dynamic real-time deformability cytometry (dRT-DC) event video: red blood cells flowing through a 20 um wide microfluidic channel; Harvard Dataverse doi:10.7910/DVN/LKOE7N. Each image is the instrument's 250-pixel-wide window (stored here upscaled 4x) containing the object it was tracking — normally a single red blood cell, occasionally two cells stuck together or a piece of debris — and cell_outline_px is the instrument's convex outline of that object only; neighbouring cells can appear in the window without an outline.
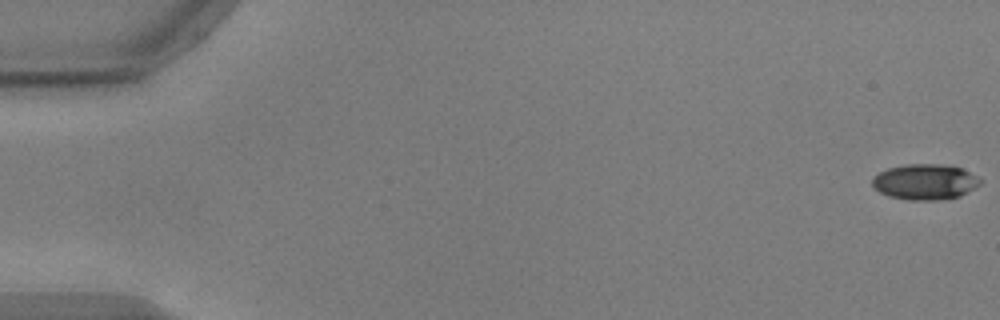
{"species": "common noctule bat (a hibernating species)", "species_latin": "Nyctalus noctula", "temperature_condition": "warm", "stored_images_in_passage": 14, "camera_frame_rate_fps": 3000, "um_per_image_px": 0.085, "animal": {"sex": "male", "body_mass_g": 17.9, "forearm_length_mm": 54.2}, "frame": {"image": 1, "passage_image": 1, "time_ms": 0.0, "image_size_px": [1000, 320], "cell_outline_px": [[980, 184], [968, 192], [960, 196], [940, 200], [908, 200], [888, 196], [880, 192], [872, 184], [872, 180], [880, 172], [888, 168], [908, 164], [940, 164], [960, 168], [976, 176], [980, 180]], "centroid_in_image_um": [78.62, 15.47], "position_along_channel_um": 6.4, "area_um2": 22.14}}
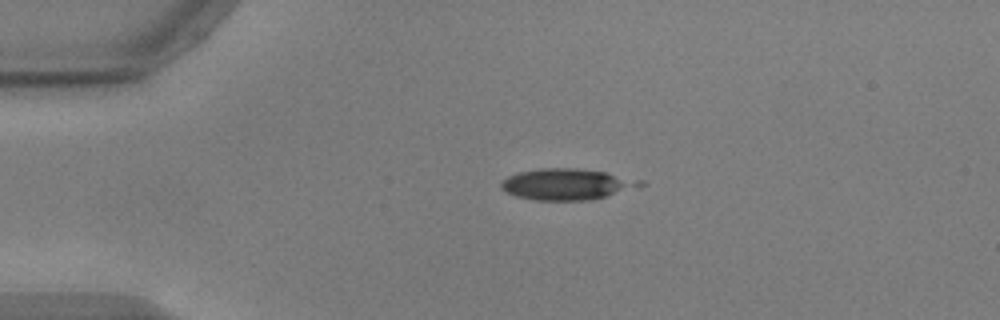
{"frame": {"image": 2, "passage_image": 13, "time_ms": 4.0, "image_size_px": [1000, 320], "cell_outline_px": [[648, 184], [592, 200], [536, 200], [516, 196], [500, 188], [500, 180], [516, 172], [540, 168], [576, 168], [608, 172], [644, 180]], "centroid_in_image_um": [48.2, 15.64], "position_along_channel_um": 36.8, "area_um2": 25.55}}